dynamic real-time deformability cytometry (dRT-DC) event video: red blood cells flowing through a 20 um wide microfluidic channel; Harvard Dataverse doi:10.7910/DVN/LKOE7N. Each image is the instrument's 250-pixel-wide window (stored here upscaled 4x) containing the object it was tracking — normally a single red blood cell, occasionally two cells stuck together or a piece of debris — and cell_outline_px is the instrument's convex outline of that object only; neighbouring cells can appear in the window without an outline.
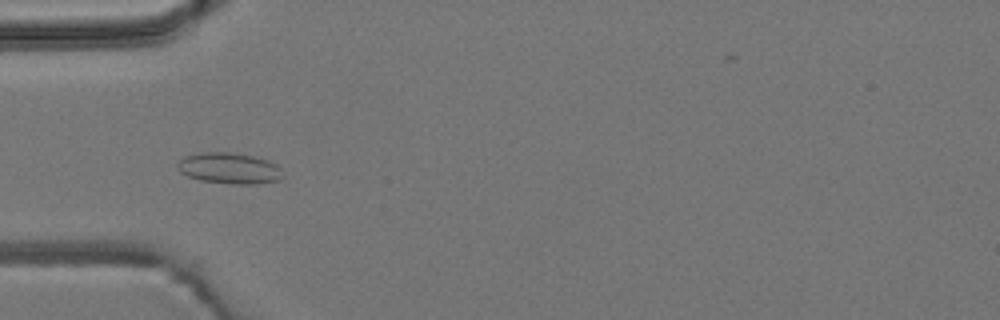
{"species": "common noctule bat (a hibernating species)", "species_latin": "Nyctalus noctula", "temperature_condition": "room temperature", "stored_images_in_passage": 41, "camera_frame_rate_fps": 3000, "um_per_image_px": 0.085, "animal": {"sex": "male", "body_mass_g": 19.2, "forearm_length_mm": 51.8}, "frame": {"image": 1, "passage_image": 4, "time_ms": 1.0, "image_size_px": [1000, 320], "cell_outline_px": [[284, 176], [280, 180], [256, 184], [232, 184], [200, 180], [188, 176], [180, 172], [176, 168], [176, 164], [184, 156], [200, 152], [236, 152], [256, 156], [268, 160], [276, 164], [280, 168]], "centroid_in_image_um": [19.5, 14.29], "position_along_channel_um": 65.5, "area_um2": 19.42}}
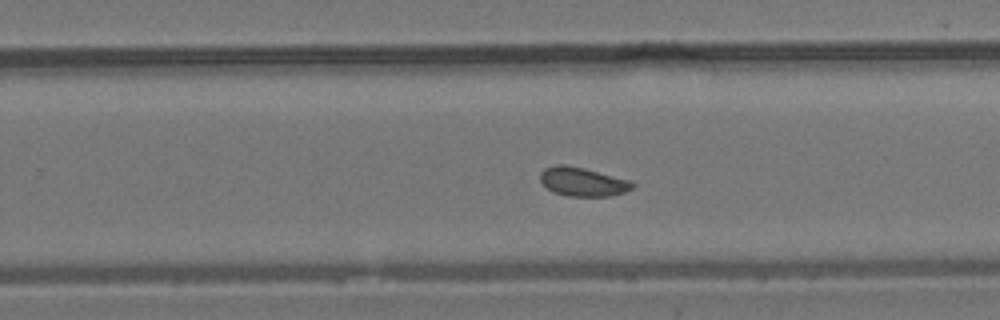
{"frame": {"image": 2, "passage_image": 21, "time_ms": 6.667, "image_size_px": [1000, 320], "cell_outline_px": [[636, 184], [632, 188], [624, 192], [608, 196], [568, 196], [556, 192], [548, 188], [540, 180], [540, 172], [544, 168], [556, 164], [564, 164], [584, 168], [632, 180]], "centroid_in_image_um": [49.55, 15.43], "position_along_channel_um": 280.2, "area_um2": 15.49}}
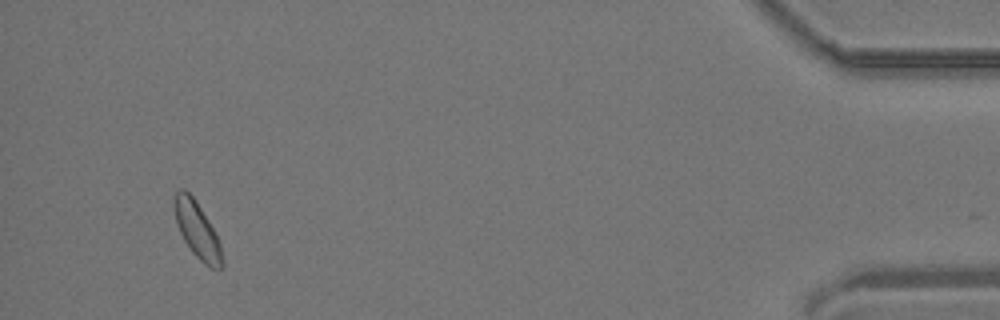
{"frame": {"image": 3, "passage_image": 38, "time_ms": 12.333, "image_size_px": [1000, 320], "cell_outline_px": [[224, 268], [212, 268], [204, 264], [192, 252], [184, 240], [180, 232], [176, 220], [172, 204], [172, 196], [180, 188], [184, 188], [196, 200], [208, 220], [220, 244], [224, 264]], "centroid_in_image_um": [16.73, 19.52], "position_along_channel_um": 418.5, "area_um2": 15.66}, "authors_computed_cell_mechanics": {"area_um2": 15.3748, "velocity_mm_per_s": 3.7989, "shape_relaxation_time_tau1_ms": null, "shape_relaxation_time_tau2_ms": 1.0589, "deformation_change_tau1": null, "deformation_change_tau2": 0.0497}}